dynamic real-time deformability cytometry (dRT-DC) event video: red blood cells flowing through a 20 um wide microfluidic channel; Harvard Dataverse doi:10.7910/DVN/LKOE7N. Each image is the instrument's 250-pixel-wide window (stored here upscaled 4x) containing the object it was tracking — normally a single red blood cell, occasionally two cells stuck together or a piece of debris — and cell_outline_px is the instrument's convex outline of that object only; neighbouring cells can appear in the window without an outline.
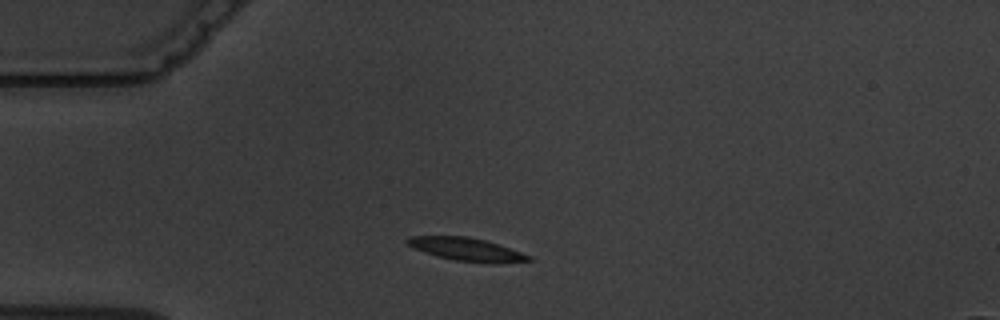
{"species": "common noctule bat (a hibernating species)", "species_latin": "Nyctalus noctula", "temperature_condition": "warm", "stored_images_in_passage": 10, "camera_frame_rate_fps": 3000, "um_per_image_px": 0.085, "animal": {"sex": "male", "body_mass_g": 19.5, "forearm_length_mm": 54.6}, "frame": {"image": 1, "passage_image": 1, "time_ms": 0.0, "image_size_px": [1000, 320], "cell_outline_px": [[532, 260], [456, 260], [436, 256], [424, 252], [408, 244], [404, 240], [408, 236], [468, 236], [500, 244], [532, 256]], "centroid_in_image_um": [39.53, 21.12], "position_along_channel_um": 45.5, "area_um2": 15.26}}
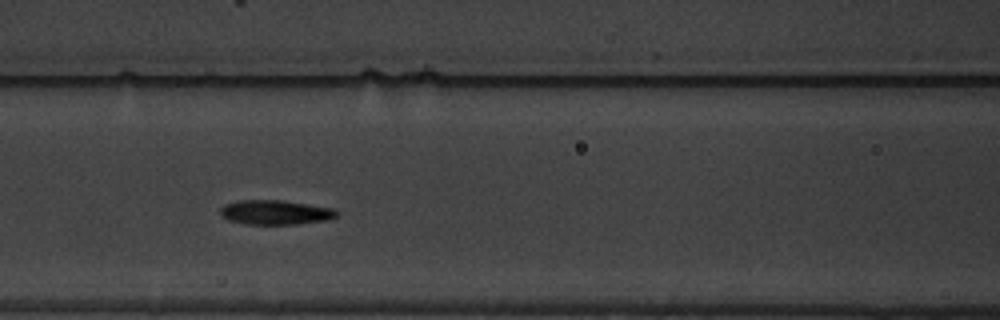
{"frame": {"image": 2, "passage_image": 4, "time_ms": 3.333, "image_size_px": [1000, 320], "cell_outline_px": [[340, 212], [336, 216], [328, 220], [296, 224], [244, 224], [228, 220], [220, 216], [220, 208], [224, 204], [240, 200], [280, 200], [308, 204], [332, 208]], "centroid_in_image_um": [23.38, 18.05], "position_along_channel_um": 143.2, "area_um2": 16.7}}
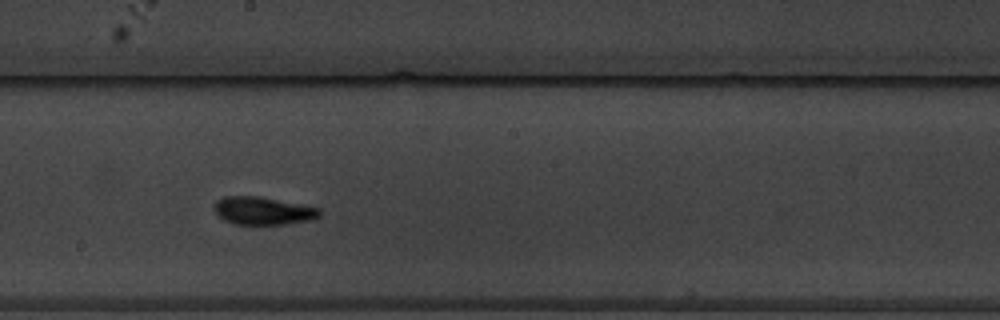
{"frame": {"image": 3, "passage_image": 6, "time_ms": 5.667, "image_size_px": [1000, 320], "cell_outline_px": [[320, 216], [308, 220], [288, 224], [236, 224], [224, 220], [212, 208], [212, 204], [216, 200], [224, 196], [260, 196], [320, 208]], "centroid_in_image_um": [22.31, 17.9], "position_along_channel_um": 225.9, "area_um2": 17.11}, "authors_computed_cell_mechanics": {"area_um2": 16.4152, "velocity_mm_per_s": 3.5634, "shape_relaxation_time_tau1_ms": 2.3353, "shape_relaxation_time_tau2_ms": 1.8031, "deformation_change_tau1": 0.1464, "deformation_change_tau2": 0.0806}}